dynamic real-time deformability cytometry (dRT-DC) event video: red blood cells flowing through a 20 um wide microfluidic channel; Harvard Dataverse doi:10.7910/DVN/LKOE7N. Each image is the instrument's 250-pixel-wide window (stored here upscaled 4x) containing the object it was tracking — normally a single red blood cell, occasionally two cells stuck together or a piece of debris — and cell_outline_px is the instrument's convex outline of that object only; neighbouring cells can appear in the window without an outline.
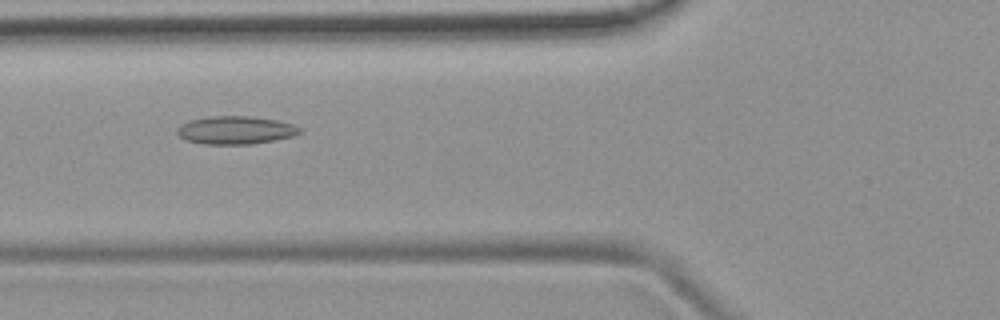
{"species": "common noctule bat (a hibernating species)", "species_latin": "Nyctalus noctula", "temperature_condition": "room temperature", "stored_images_in_passage": 34, "camera_frame_rate_fps": 3000, "um_per_image_px": 0.085, "animal": {"sex": "female", "body_mass_g": 19.9}, "frame": {"image": 1, "passage_image": 4, "time_ms": 1.0, "image_size_px": [1000, 320], "cell_outline_px": [[304, 132], [292, 136], [272, 140], [248, 144], [204, 144], [184, 140], [176, 132], [180, 124], [188, 120], [212, 116], [252, 116], [276, 120], [292, 124], [300, 128]], "centroid_in_image_um": [19.99, 11.05], "position_along_channel_um": 105.8, "area_um2": 20.0}}
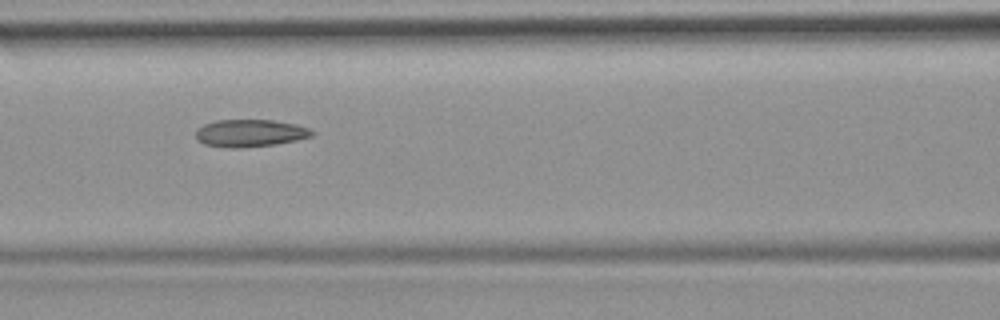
{"frame": {"image": 2, "passage_image": 7, "time_ms": 2.0, "image_size_px": [1000, 320], "cell_outline_px": [[312, 136], [296, 140], [276, 144], [236, 148], [232, 148], [204, 144], [196, 136], [196, 128], [204, 124], [216, 120], [272, 120], [296, 124], [308, 128], [312, 132]], "centroid_in_image_um": [21.23, 11.31], "position_along_channel_um": 145.4, "area_um2": 18.32}}
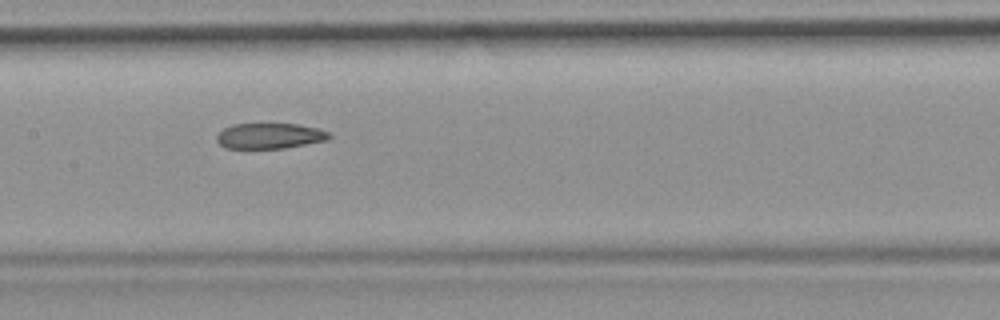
{"frame": {"image": 3, "passage_image": 10, "time_ms": 3.0, "image_size_px": [1000, 320], "cell_outline_px": [[332, 136], [328, 140], [284, 148], [224, 148], [216, 140], [216, 136], [224, 128], [232, 124], [296, 124], [320, 128], [328, 132]], "centroid_in_image_um": [22.94, 11.55], "position_along_channel_um": 184.5, "area_um2": 16.76}}